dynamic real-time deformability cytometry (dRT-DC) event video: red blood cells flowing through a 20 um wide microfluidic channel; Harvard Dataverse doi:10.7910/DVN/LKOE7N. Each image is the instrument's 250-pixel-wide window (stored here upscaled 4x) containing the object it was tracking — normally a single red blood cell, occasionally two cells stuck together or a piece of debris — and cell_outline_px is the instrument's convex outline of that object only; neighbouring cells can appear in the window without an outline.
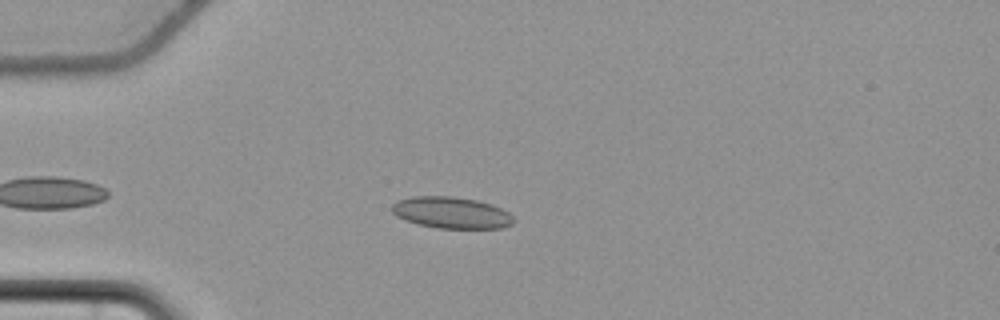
{"species": "common noctule bat (a hibernating species)", "species_latin": "Nyctalus noctula", "temperature_condition": "cold", "stored_images_in_passage": 48, "camera_frame_rate_fps": 3000, "um_per_image_px": 0.085, "animal": {"sex": "female", "body_mass_g": 22.7, "forearm_length_mm": 54.2}, "frame": {"image": 1, "passage_image": 8, "time_ms": 2.333, "image_size_px": [1000, 320], "cell_outline_px": [[516, 220], [512, 224], [504, 228], [436, 228], [420, 224], [396, 216], [392, 212], [392, 204], [400, 200], [412, 196], [452, 196], [476, 200], [492, 204], [508, 212]], "centroid_in_image_um": [38.4, 18.07], "position_along_channel_um": 46.6, "area_um2": 22.25}}
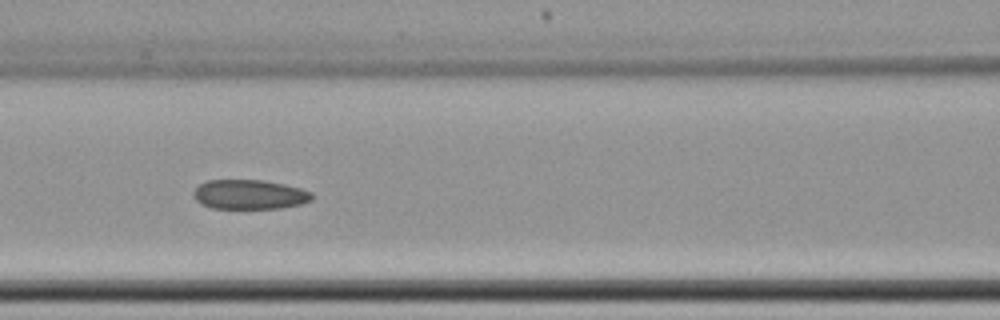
{"frame": {"image": 2, "passage_image": 18, "time_ms": 5.667, "image_size_px": [1000, 320], "cell_outline_px": [[312, 200], [300, 204], [280, 208], [212, 208], [200, 204], [196, 200], [196, 188], [200, 184], [208, 180], [264, 180], [284, 184], [300, 188], [312, 192]], "centroid_in_image_um": [21.24, 16.53], "position_along_channel_um": 145.4, "area_um2": 20.17}}
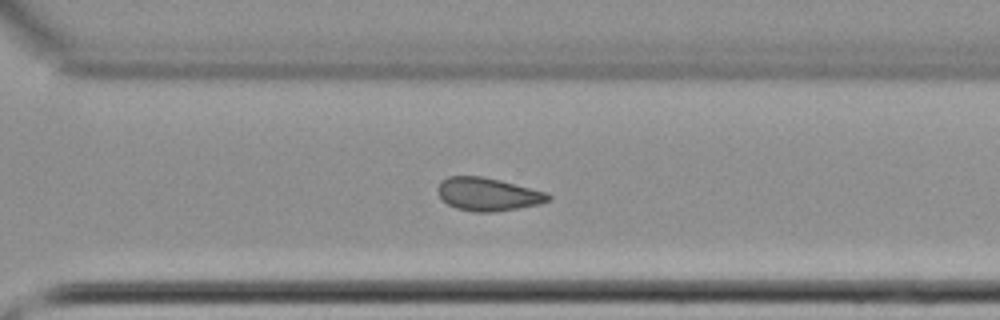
{"frame": {"image": 3, "passage_image": 33, "time_ms": 10.667, "image_size_px": [1000, 320], "cell_outline_px": [[552, 200], [540, 204], [492, 212], [476, 212], [456, 208], [448, 204], [436, 192], [436, 188], [440, 180], [448, 176], [480, 176], [500, 180], [548, 192], [552, 196]], "centroid_in_image_um": [41.48, 16.5], "position_along_channel_um": 329.1, "area_um2": 21.44}, "authors_computed_cell_mechanics": {"area_um2": 21.4149, "velocity_mm_per_s": 3.6767, "shape_relaxation_time_tau1_ms": null, "shape_relaxation_time_tau2_ms": 5.7327, "deformation_change_tau1": null, "deformation_change_tau2": 0.1134}}